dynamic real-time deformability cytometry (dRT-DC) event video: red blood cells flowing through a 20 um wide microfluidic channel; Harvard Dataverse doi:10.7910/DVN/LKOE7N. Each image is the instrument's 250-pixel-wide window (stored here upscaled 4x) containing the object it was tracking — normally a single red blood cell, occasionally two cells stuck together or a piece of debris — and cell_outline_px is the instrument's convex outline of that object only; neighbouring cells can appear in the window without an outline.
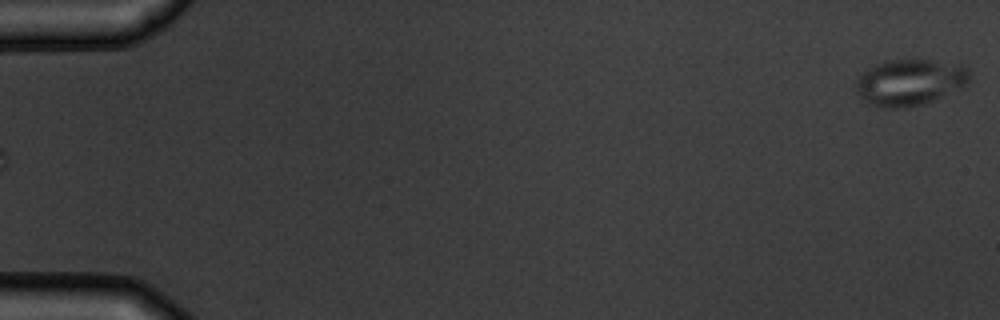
{"species": "common noctule bat (a hibernating species)", "species_latin": "Nyctalus noctula", "temperature_condition": "warm", "stored_images_in_passage": 6, "segment_of_instrument_passage": [2, 2], "camera_frame_rate_fps": 3000, "um_per_image_px": 0.085, "animal": {"sex": "male", "body_mass_g": 19.5, "forearm_length_mm": 54.6}, "frame": {"image": 1, "passage_image": 6, "time_ms": 5.667, "image_size_px": [1000, 320], "cell_outline_px": [[968, 84], [924, 104], [904, 108], [884, 108], [872, 104], [864, 100], [860, 96], [856, 88], [856, 80], [868, 68], [884, 60], [932, 60], [964, 64], [968, 68]], "centroid_in_image_um": [77.34, 6.98], "position_along_channel_um": 7.7, "area_um2": 30.52}}